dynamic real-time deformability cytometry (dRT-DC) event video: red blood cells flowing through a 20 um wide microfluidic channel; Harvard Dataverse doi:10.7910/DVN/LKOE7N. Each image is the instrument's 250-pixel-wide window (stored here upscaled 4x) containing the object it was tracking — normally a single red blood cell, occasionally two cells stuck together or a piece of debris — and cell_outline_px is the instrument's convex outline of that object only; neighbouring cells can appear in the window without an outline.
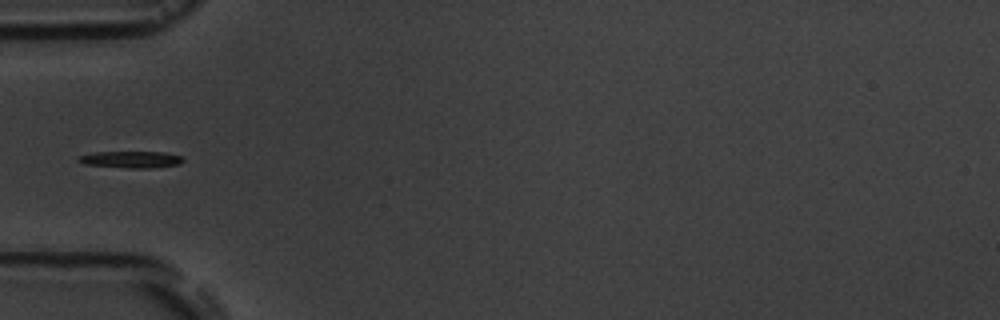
{"species": "common noctule bat (a hibernating species)", "species_latin": "Nyctalus noctula", "temperature_condition": "room temperature", "stored_images_in_passage": 6, "camera_frame_rate_fps": 3000, "um_per_image_px": 0.085, "animal": {"sex": "male", "body_mass_g": 19.5, "forearm_length_mm": 54.6}, "frame": {"image": 1, "passage_image": 6, "time_ms": 5.667, "image_size_px": [1000, 320], "cell_outline_px": [[184, 160], [180, 164], [152, 168], [128, 168], [84, 164], [76, 160], [76, 156], [96, 152], [164, 152], [184, 156]], "centroid_in_image_um": [11.15, 13.55], "position_along_channel_um": 73.9, "area_um2": 10.35}}